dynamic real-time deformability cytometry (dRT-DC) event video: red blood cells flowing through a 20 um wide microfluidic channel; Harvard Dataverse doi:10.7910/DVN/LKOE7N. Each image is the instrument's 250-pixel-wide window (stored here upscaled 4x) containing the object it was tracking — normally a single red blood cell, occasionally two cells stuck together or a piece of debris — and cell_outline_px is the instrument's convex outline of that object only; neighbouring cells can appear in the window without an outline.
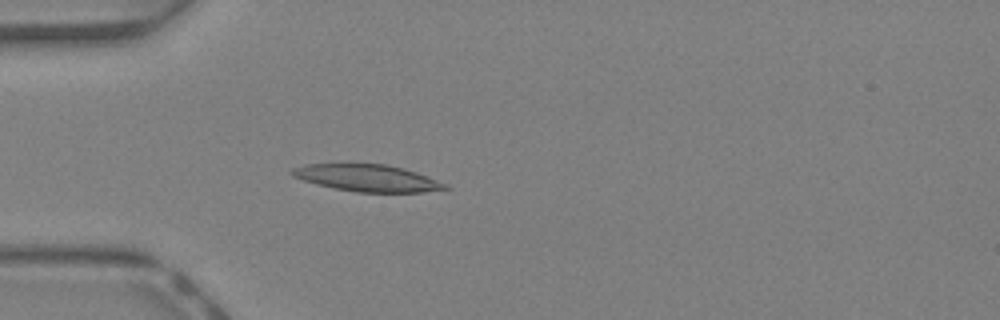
{"species": "Egyptian fruit bat (a non-hibernating species)", "species_latin": "Rousettus aegyptiacus", "temperature_condition": "warm", "stored_images_in_passage": 29, "camera_frame_rate_fps": 3000, "um_per_image_px": 0.085, "animal": {"sex": "female"}, "frame": {"image": 1, "passage_image": 9, "time_ms": 2.667, "image_size_px": [1000, 320], "cell_outline_px": [[452, 188], [424, 192], [356, 192], [332, 188], [316, 184], [292, 176], [288, 172], [292, 168], [304, 164], [384, 164], [416, 172], [448, 184]], "centroid_in_image_um": [31.2, 15.14], "position_along_channel_um": 53.8, "area_um2": 23.99}}
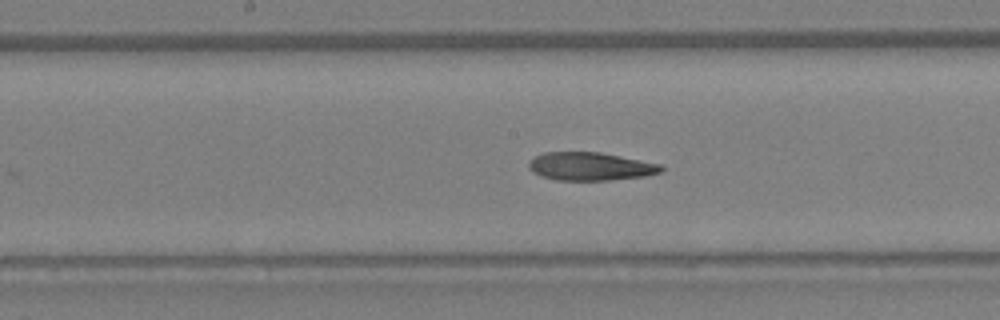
{"frame": {"image": 2, "passage_image": 19, "time_ms": 6.0, "image_size_px": [1000, 320], "cell_outline_px": [[664, 168], [660, 172], [644, 176], [608, 180], [556, 180], [532, 172], [528, 168], [528, 164], [536, 156], [544, 152], [600, 152], [660, 164]], "centroid_in_image_um": [50.17, 14.14], "position_along_channel_um": 198.0, "area_um2": 21.44}}
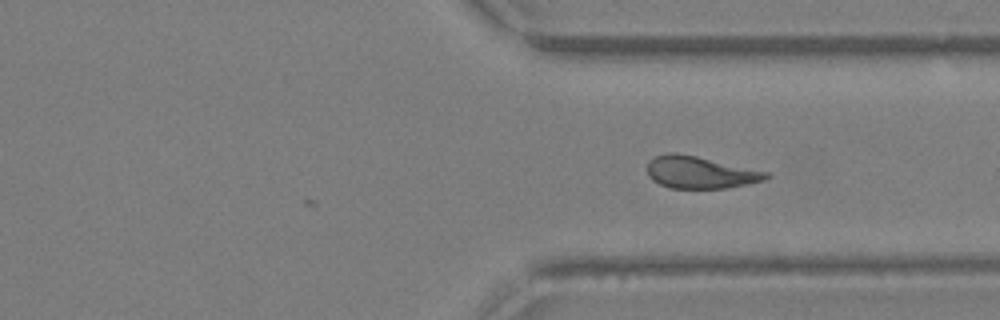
{"frame": {"image": 3, "passage_image": 29, "time_ms": 9.333, "image_size_px": [1000, 320], "cell_outline_px": [[772, 176], [764, 180], [728, 188], [668, 188], [652, 180], [648, 176], [648, 160], [656, 156], [668, 152], [676, 152], [696, 156], [768, 172]], "centroid_in_image_um": [59.48, 14.65], "position_along_channel_um": 351.9, "area_um2": 22.2}}